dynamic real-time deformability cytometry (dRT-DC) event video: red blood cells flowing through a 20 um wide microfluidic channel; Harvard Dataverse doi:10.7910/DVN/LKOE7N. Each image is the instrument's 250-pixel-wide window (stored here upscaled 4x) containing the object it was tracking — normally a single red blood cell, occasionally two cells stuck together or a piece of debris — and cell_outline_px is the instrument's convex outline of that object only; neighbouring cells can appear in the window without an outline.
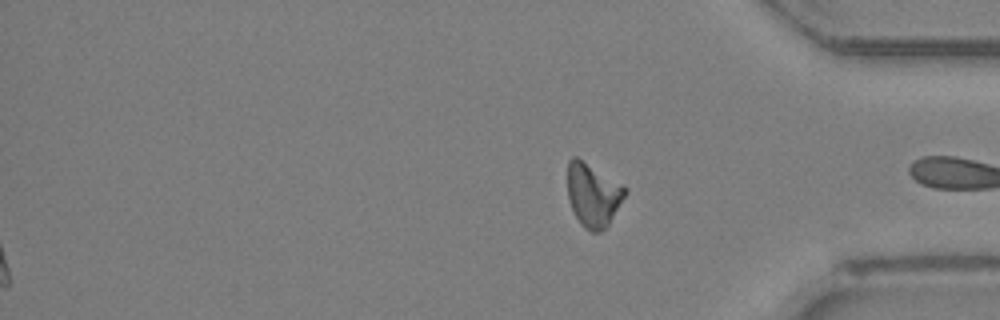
{"species": "Egyptian fruit bat (a non-hibernating species)", "species_latin": "Rousettus aegyptiacus", "temperature_condition": "room temperature", "stored_images_in_passage": 31, "segment_of_instrument_passage": [2, 2], "camera_frame_rate_fps": 3000, "um_per_image_px": 0.085, "animal": {"sex": "female"}, "frame": {"image": 1, "passage_image": 31, "time_ms": 10.0, "image_size_px": [1000, 320], "cell_outline_px": [[628, 192], [608, 224], [600, 232], [592, 232], [584, 228], [580, 224], [568, 200], [568, 160], [572, 156], [576, 156], [628, 188]], "centroid_in_image_um": [50.41, 16.56], "position_along_channel_um": 384.8, "area_um2": 21.15}}